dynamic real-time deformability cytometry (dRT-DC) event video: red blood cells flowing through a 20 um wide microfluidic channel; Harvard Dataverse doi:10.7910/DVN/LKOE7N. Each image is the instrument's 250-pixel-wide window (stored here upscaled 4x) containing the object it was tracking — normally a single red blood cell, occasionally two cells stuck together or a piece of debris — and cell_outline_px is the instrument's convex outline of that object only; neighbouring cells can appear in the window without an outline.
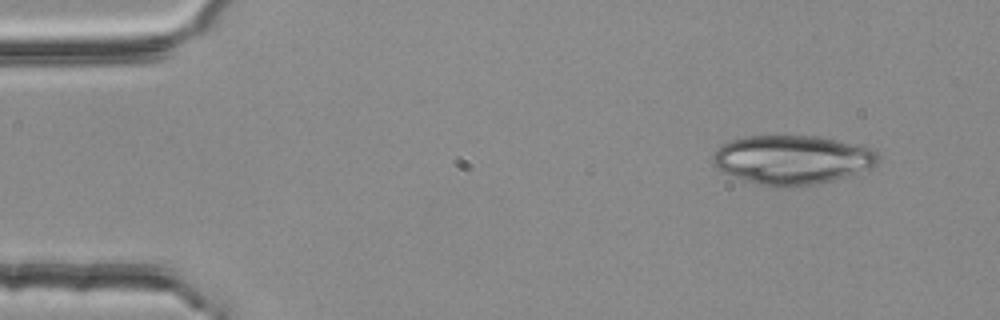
{"species": "common noctule bat (a hibernating species)", "species_latin": "Nyctalus noctula", "temperature_condition": "room temperature", "stored_images_in_passage": 50, "camera_frame_rate_fps": 3000, "um_per_image_px": 0.085, "animal": {"sex": "female", "body_mass_g": 25.1}, "frame": {"image": 1, "passage_image": 1, "time_ms": 0.0, "image_size_px": [1000, 320], "cell_outline_px": [[880, 160], [876, 164], [856, 172], [832, 180], [812, 184], [760, 184], [724, 172], [716, 168], [712, 164], [712, 152], [716, 148], [728, 140], [744, 136], [820, 136], [872, 148], [880, 156]], "centroid_in_image_um": [67.29, 13.52], "position_along_channel_um": 17.7, "area_um2": 46.24}}
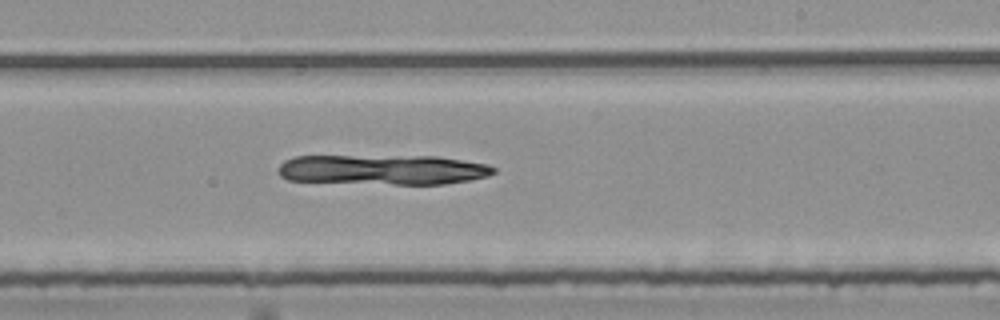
{"frame": {"image": 2, "passage_image": 28, "time_ms": 9.0, "image_size_px": [1000, 320], "cell_outline_px": [[496, 172], [488, 176], [468, 180], [444, 184], [396, 184], [288, 180], [280, 176], [276, 168], [284, 160], [296, 156], [436, 156], [488, 164], [496, 168]], "centroid_in_image_um": [32.54, 14.41], "position_along_channel_um": 256.5, "area_um2": 37.74}}
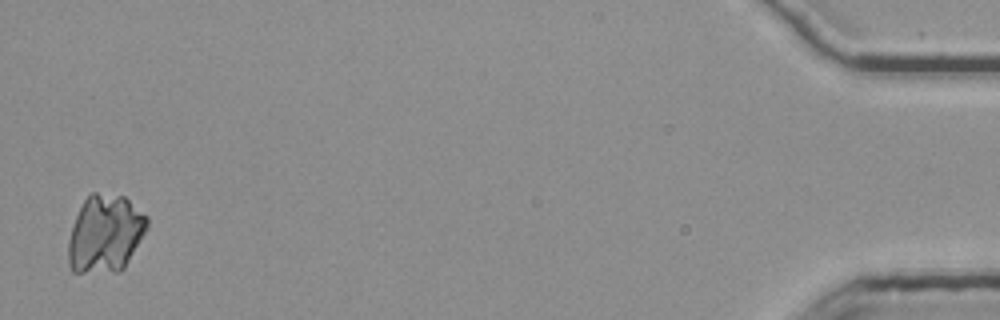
{"frame": {"image": 3, "passage_image": 49, "time_ms": 16.0, "image_size_px": [1000, 320], "cell_outline_px": [[148, 224], [144, 232], [124, 268], [120, 272], [72, 272], [68, 264], [68, 240], [76, 216], [84, 200], [92, 192], [96, 192], [124, 196], [148, 216]], "centroid_in_image_um": [8.93, 19.87], "position_along_channel_um": 426.3, "area_um2": 35.55}}